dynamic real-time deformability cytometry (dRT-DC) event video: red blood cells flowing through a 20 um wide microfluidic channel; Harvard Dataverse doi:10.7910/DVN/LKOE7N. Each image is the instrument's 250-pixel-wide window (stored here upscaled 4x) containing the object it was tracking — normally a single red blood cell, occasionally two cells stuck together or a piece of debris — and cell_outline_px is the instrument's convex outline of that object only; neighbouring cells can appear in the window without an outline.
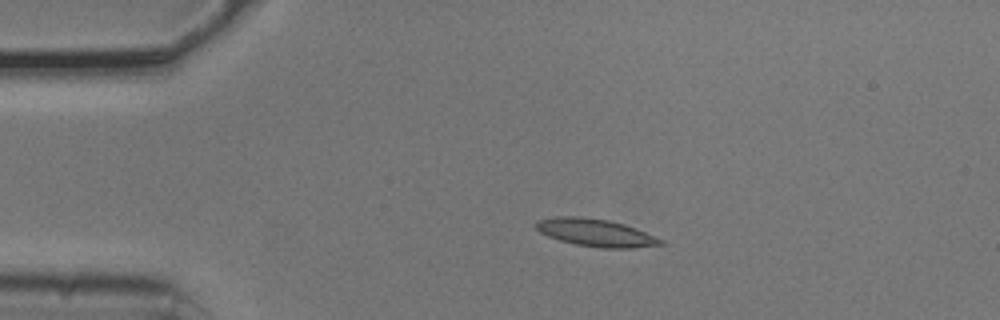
{"species": "common noctule bat (a hibernating species)", "species_latin": "Nyctalus noctula", "temperature_condition": "cold", "stored_images_in_passage": 4, "camera_frame_rate_fps": 3000, "um_per_image_px": 0.085, "animal": {"sex": "male", "body_mass_g": 20.5, "forearm_length_mm": 52.5}, "frame": {"image": 1, "passage_image": 3, "time_ms": 0.667, "image_size_px": [1000, 320], "cell_outline_px": [[664, 244], [632, 248], [600, 248], [576, 244], [560, 240], [548, 236], [540, 232], [532, 224], [536, 220], [556, 216], [576, 216], [608, 220], [624, 224], [636, 228], [664, 240]], "centroid_in_image_um": [50.6, 19.77], "position_along_channel_um": 34.4, "area_um2": 20.06}}